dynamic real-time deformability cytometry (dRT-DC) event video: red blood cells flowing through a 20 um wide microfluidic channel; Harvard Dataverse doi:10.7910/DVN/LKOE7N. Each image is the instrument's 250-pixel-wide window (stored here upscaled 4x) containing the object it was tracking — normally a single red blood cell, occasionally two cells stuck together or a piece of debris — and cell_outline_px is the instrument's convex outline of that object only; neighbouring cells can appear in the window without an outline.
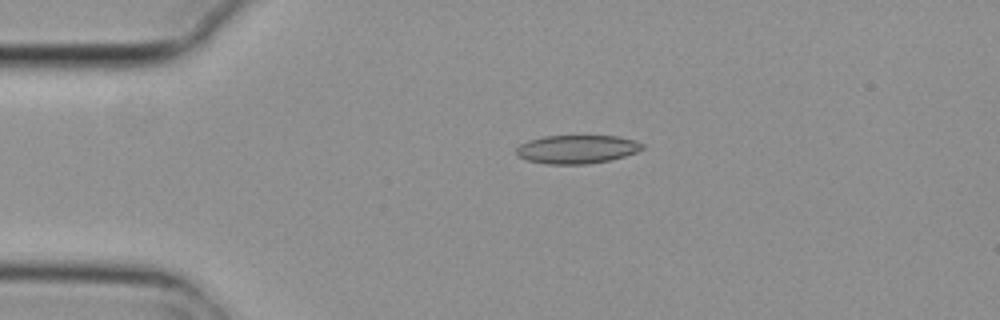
{"species": "common noctule bat (a hibernating species)", "species_latin": "Nyctalus noctula", "temperature_condition": "cold", "stored_images_in_passage": 6, "camera_frame_rate_fps": 3000, "um_per_image_px": 0.085, "animal": {"sex": "female", "body_mass_g": 29.2, "forearm_length_mm": 56.3}, "frame": {"image": 1, "passage_image": 4, "time_ms": 1.0, "image_size_px": [1000, 320], "cell_outline_px": [[644, 148], [636, 152], [624, 156], [608, 160], [588, 164], [548, 164], [528, 160], [516, 156], [516, 148], [520, 144], [528, 140], [544, 136], [620, 136], [636, 140], [644, 144]], "centroid_in_image_um": [49.04, 12.68], "position_along_channel_um": 36.0, "area_um2": 20.98}}
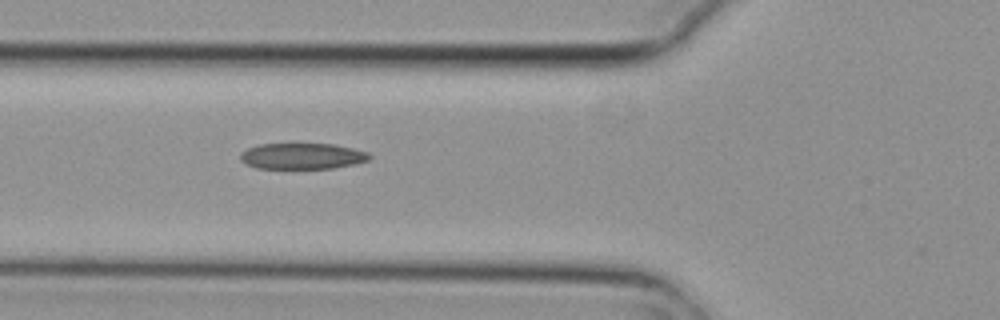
{"frame": {"image": 2, "passage_image": 6, "time_ms": 1.667, "image_size_px": [1000, 320], "cell_outline_px": [[372, 156], [368, 160], [352, 164], [332, 168], [256, 168], [240, 160], [240, 152], [248, 148], [260, 144], [336, 144], [368, 152]], "centroid_in_image_um": [25.68, 13.26], "position_along_channel_um": 100.1, "area_um2": 19.42}}